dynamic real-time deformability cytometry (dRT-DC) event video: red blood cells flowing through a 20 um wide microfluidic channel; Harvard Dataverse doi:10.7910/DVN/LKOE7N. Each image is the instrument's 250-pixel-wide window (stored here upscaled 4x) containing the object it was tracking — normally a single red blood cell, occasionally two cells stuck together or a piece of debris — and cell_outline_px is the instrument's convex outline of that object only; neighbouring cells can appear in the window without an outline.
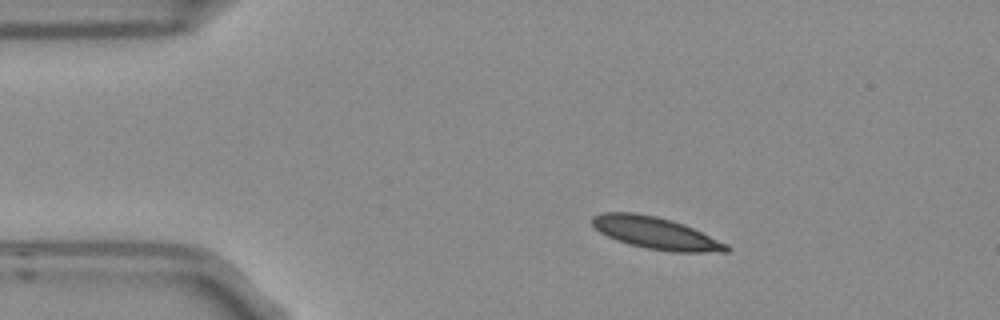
{"species": "Egyptian fruit bat (a non-hibernating species)", "species_latin": "Rousettus aegyptiacus", "temperature_condition": "room temperature", "stored_images_in_passage": 5, "camera_frame_rate_fps": 3000, "um_per_image_px": 0.085, "frame": {"image": 1, "passage_image": 1, "time_ms": 0.0, "image_size_px": [1000, 320], "cell_outline_px": [[732, 248], [728, 252], [672, 252], [644, 248], [628, 244], [616, 240], [600, 232], [592, 224], [592, 216], [600, 212], [632, 212], [656, 216], [672, 220], [684, 224], [728, 244]], "centroid_in_image_um": [55.75, 19.81], "position_along_channel_um": 29.3, "area_um2": 25.2}}
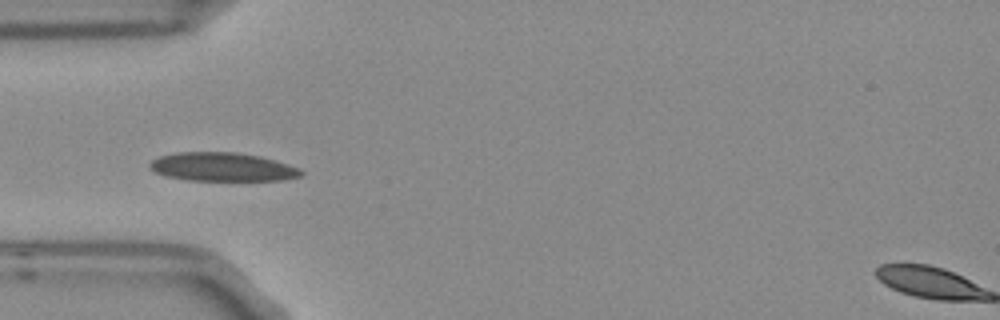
{"frame": {"image": 2, "passage_image": 3, "time_ms": 0.667, "image_size_px": [1000, 320], "cell_outline_px": [[304, 172], [300, 176], [284, 180], [188, 180], [164, 176], [156, 172], [148, 164], [152, 160], [160, 156], [176, 152], [236, 152], [260, 156], [288, 164], [300, 168]], "centroid_in_image_um": [18.91, 14.18], "position_along_channel_um": 66.1, "area_um2": 25.2}}